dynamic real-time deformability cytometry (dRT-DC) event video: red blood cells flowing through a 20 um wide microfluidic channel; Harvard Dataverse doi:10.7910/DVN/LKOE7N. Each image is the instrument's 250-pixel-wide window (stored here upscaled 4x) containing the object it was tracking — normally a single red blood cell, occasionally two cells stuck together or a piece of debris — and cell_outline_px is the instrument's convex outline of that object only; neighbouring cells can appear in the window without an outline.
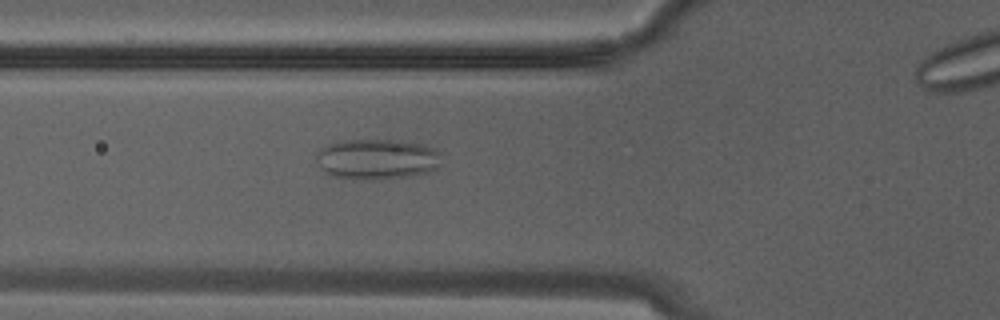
{"species": "Egyptian fruit bat (a non-hibernating species)", "species_latin": "Rousettus aegyptiacus", "temperature_condition": "warm", "stored_images_in_passage": 7, "camera_frame_rate_fps": 3000, "um_per_image_px": 0.085, "animal": {"sex": "male"}, "frame": {"image": 1, "passage_image": 5, "time_ms": 1.333, "image_size_px": [1000, 320], "cell_outline_px": [[440, 164], [436, 168], [428, 172], [408, 176], [376, 180], [356, 180], [332, 176], [320, 168], [316, 160], [316, 156], [320, 148], [336, 140], [400, 140], [424, 144], [440, 152]], "centroid_in_image_um": [32.01, 13.53], "position_along_channel_um": 93.8, "area_um2": 29.94}}